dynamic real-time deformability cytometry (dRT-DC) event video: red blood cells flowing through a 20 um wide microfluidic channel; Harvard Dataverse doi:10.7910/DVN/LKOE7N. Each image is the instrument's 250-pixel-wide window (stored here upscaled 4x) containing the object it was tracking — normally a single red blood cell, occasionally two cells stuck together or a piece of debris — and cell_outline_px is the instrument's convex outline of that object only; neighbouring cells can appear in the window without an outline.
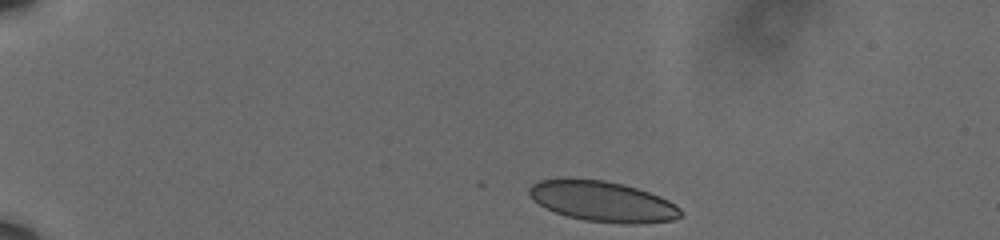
{"species": "human", "species_latin": "Homo sapiens", "temperature_condition": "cold", "stored_images_in_passage": 32, "camera_frame_rate_fps": 3000, "um_per_image_px": 0.085, "donor": {"sex": "male"}, "frame": {"image": 1, "passage_image": 1, "time_ms": 0.0, "image_size_px": [1000, 240], "cell_outline_px": [[680, 216], [672, 220], [636, 224], [620, 224], [584, 220], [568, 216], [544, 208], [528, 192], [528, 188], [532, 184], [540, 180], [604, 180], [624, 184], [660, 196], [668, 200], [680, 208]], "centroid_in_image_um": [51.25, 17.14], "position_along_channel_um": 33.7, "area_um2": 35.08}}
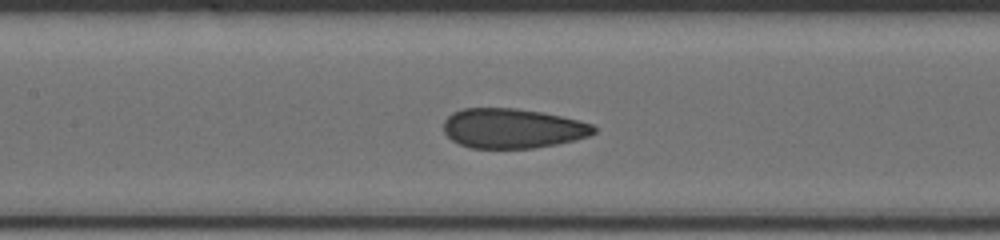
{"frame": {"image": 2, "passage_image": 19, "time_ms": 6.0, "image_size_px": [1000, 240], "cell_outline_px": [[596, 132], [588, 136], [556, 144], [532, 148], [472, 148], [460, 144], [452, 140], [444, 132], [444, 120], [452, 112], [464, 108], [516, 108], [540, 112], [580, 120], [592, 124], [596, 128]], "centroid_in_image_um": [43.55, 10.9], "position_along_channel_um": 163.9, "area_um2": 34.68}}
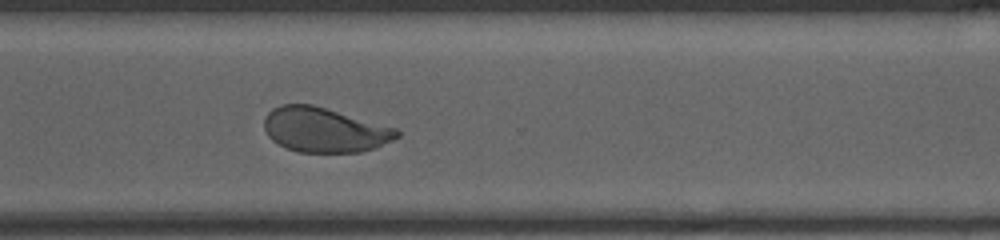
{"frame": {"image": 3, "passage_image": 32, "time_ms": 10.333, "image_size_px": [1000, 240], "cell_outline_px": [[400, 136], [392, 140], [372, 148], [360, 152], [300, 152], [288, 148], [272, 140], [268, 136], [264, 128], [264, 116], [272, 108], [280, 104], [312, 104], [396, 128], [400, 132]], "centroid_in_image_um": [27.54, 11.03], "position_along_channel_um": 343.1, "area_um2": 34.33}}